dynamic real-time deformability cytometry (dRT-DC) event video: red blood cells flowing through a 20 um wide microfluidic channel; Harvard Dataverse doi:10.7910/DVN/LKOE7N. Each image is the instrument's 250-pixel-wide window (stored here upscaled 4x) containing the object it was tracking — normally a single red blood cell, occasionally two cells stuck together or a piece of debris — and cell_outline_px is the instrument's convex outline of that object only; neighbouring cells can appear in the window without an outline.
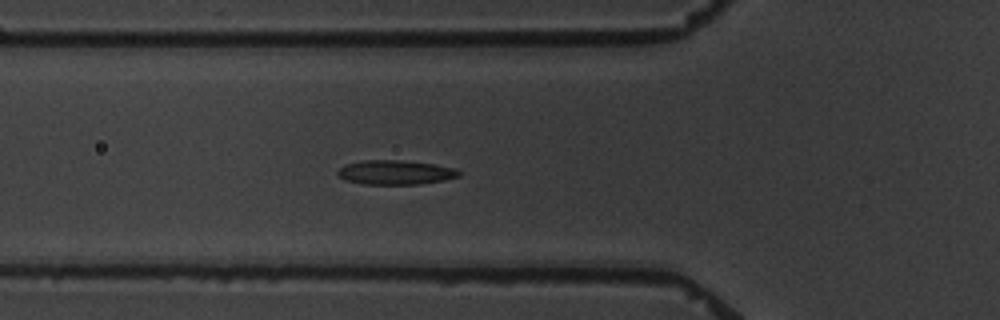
{"species": "common noctule bat (a hibernating species)", "species_latin": "Nyctalus noctula", "temperature_condition": "warm", "stored_images_in_passage": 5, "camera_frame_rate_fps": 3000, "um_per_image_px": 0.085, "animal": {"sex": "male", "body_mass_g": 19.5, "forearm_length_mm": 54.6}, "frame": {"image": 1, "passage_image": 5, "time_ms": 4.333, "image_size_px": [1000, 320], "cell_outline_px": [[460, 176], [444, 180], [420, 184], [364, 184], [344, 180], [336, 172], [344, 164], [364, 160], [400, 160], [432, 164], [456, 168], [460, 172]], "centroid_in_image_um": [33.6, 14.65], "position_along_channel_um": 92.2, "area_um2": 17.17}}